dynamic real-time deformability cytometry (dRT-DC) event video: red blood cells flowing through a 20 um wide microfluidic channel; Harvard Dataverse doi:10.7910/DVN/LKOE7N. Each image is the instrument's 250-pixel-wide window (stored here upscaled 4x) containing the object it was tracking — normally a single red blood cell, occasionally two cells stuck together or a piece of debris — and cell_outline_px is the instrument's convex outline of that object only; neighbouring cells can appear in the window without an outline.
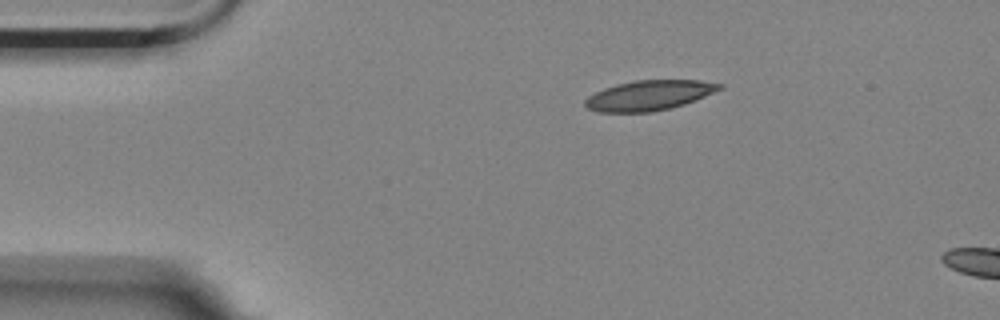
{"species": "Egyptian fruit bat (a non-hibernating species)", "species_latin": "Rousettus aegyptiacus", "temperature_condition": "room temperature", "stored_images_in_passage": 3, "camera_frame_rate_fps": 3000, "um_per_image_px": 0.085, "animal": {"sex": "female"}, "frame": {"image": 1, "passage_image": 1, "time_ms": 0.0, "image_size_px": [1000, 320], "cell_outline_px": [[724, 88], [684, 104], [672, 108], [652, 112], [600, 112], [588, 108], [584, 104], [584, 100], [588, 96], [604, 88], [616, 84], [636, 80], [700, 80], [724, 84]], "centroid_in_image_um": [55.18, 8.1], "position_along_channel_um": 29.8, "area_um2": 23.52}}